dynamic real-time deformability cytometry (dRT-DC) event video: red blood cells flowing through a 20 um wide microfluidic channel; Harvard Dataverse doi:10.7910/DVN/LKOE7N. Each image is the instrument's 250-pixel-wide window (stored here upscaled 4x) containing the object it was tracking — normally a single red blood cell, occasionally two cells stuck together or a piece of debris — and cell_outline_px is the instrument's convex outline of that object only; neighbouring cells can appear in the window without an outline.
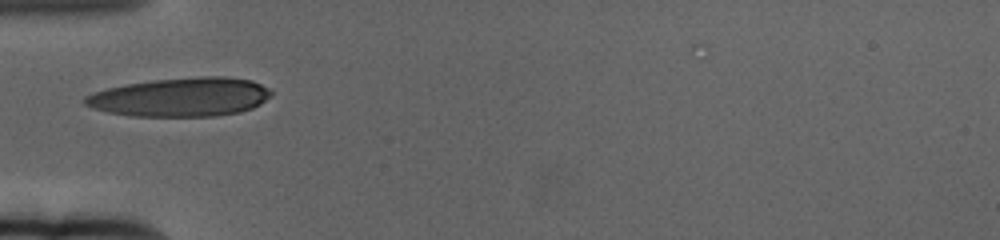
{"species": "human", "species_latin": "Homo sapiens", "temperature_condition": "cold", "stored_images_in_passage": 41, "camera_frame_rate_fps": 3000, "um_per_image_px": 0.085, "donor": {"sex": "female"}, "frame": {"image": 1, "passage_image": 1, "time_ms": 0.0, "image_size_px": [1000, 240], "cell_outline_px": [[272, 96], [260, 104], [252, 108], [240, 112], [216, 116], [132, 116], [108, 112], [92, 108], [84, 104], [84, 96], [92, 92], [108, 88], [128, 84], [152, 80], [200, 76], [224, 76], [252, 80], [268, 88], [272, 92]], "centroid_in_image_um": [15.37, 8.25], "position_along_channel_um": 69.6, "area_um2": 42.31}}
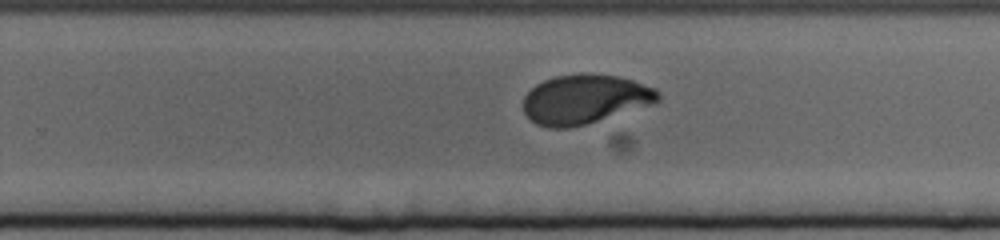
{"frame": {"image": 2, "passage_image": 20, "time_ms": 6.333, "image_size_px": [1000, 240], "cell_outline_px": [[660, 100], [652, 104], [584, 124], [568, 128], [548, 128], [536, 124], [524, 112], [524, 96], [536, 84], [544, 80], [556, 76], [584, 72], [616, 76], [632, 80], [656, 88], [660, 92]], "centroid_in_image_um": [49.71, 8.42], "position_along_channel_um": 280.1, "area_um2": 38.55}}
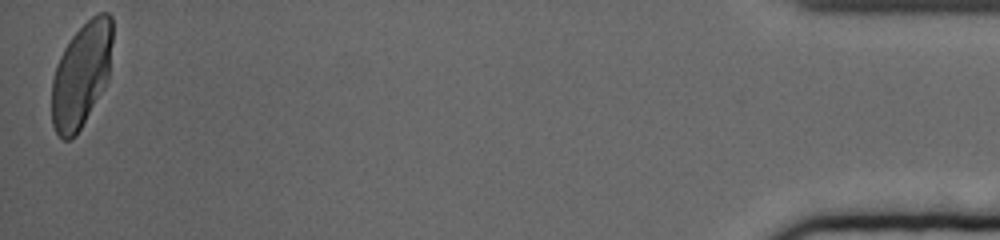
{"frame": {"image": 3, "passage_image": 41, "time_ms": 13.333, "image_size_px": [1000, 240], "cell_outline_px": [[112, 40], [108, 80], [104, 88], [76, 136], [68, 140], [64, 140], [56, 132], [52, 124], [52, 80], [56, 64], [64, 48], [72, 36], [92, 16], [100, 12], [108, 12], [112, 16]], "centroid_in_image_um": [6.91, 6.36], "position_along_channel_um": 428.3, "area_um2": 36.99}, "authors_computed_cell_mechanics": {"area_um2": 39.1306, "velocity_mm_per_s": 3.3317, "shape_relaxation_time_tau1_ms": 4.0434, "shape_relaxation_time_tau2_ms": 0.8984, "deformation_change_tau1": 0.1974, "deformation_change_tau2": 0.0522}}